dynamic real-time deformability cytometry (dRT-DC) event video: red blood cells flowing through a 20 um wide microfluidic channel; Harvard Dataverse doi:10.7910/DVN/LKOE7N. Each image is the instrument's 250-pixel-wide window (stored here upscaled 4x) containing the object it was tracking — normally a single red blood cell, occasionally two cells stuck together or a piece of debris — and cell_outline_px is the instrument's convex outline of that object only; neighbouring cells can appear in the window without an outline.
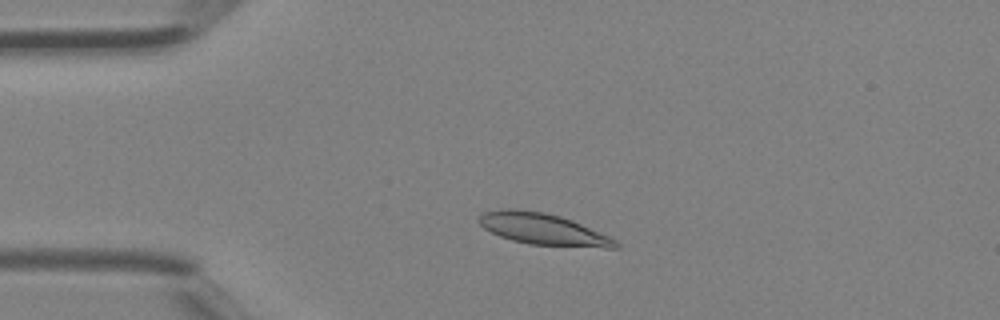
{"species": "Egyptian fruit bat (a non-hibernating species)", "species_latin": "Rousettus aegyptiacus", "temperature_condition": "room temperature", "stored_images_in_passage": 37, "camera_frame_rate_fps": 3000, "um_per_image_px": 0.085, "animal": {"sex": "female"}, "frame": {"image": 1, "passage_image": 5, "time_ms": 1.333, "image_size_px": [1000, 320], "cell_outline_px": [[620, 248], [604, 248], [528, 244], [512, 240], [500, 236], [484, 228], [476, 220], [484, 212], [500, 208], [516, 208], [544, 212], [560, 216], [572, 220], [608, 236], [616, 240], [620, 244]], "centroid_in_image_um": [46.14, 19.47], "position_along_channel_um": 38.9, "area_um2": 25.14}}
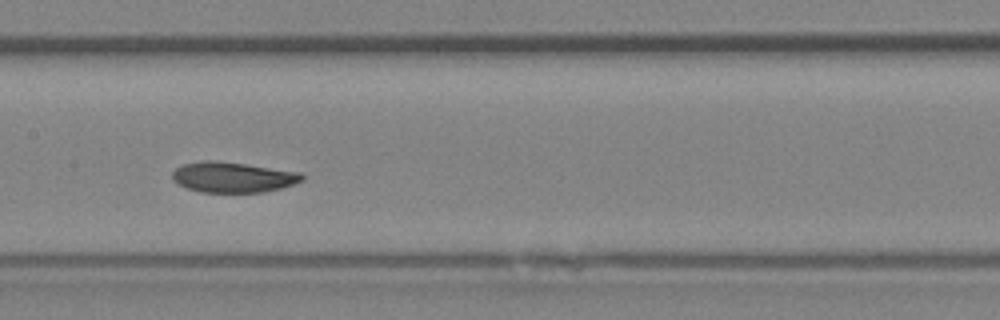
{"frame": {"image": 2, "passage_image": 16, "time_ms": 5.0, "image_size_px": [1000, 320], "cell_outline_px": [[304, 180], [280, 188], [264, 192], [200, 192], [188, 188], [172, 180], [172, 172], [176, 168], [184, 164], [204, 160], [216, 160], [300, 172], [304, 176]], "centroid_in_image_um": [19.78, 15.06], "position_along_channel_um": 187.6, "area_um2": 22.83}}
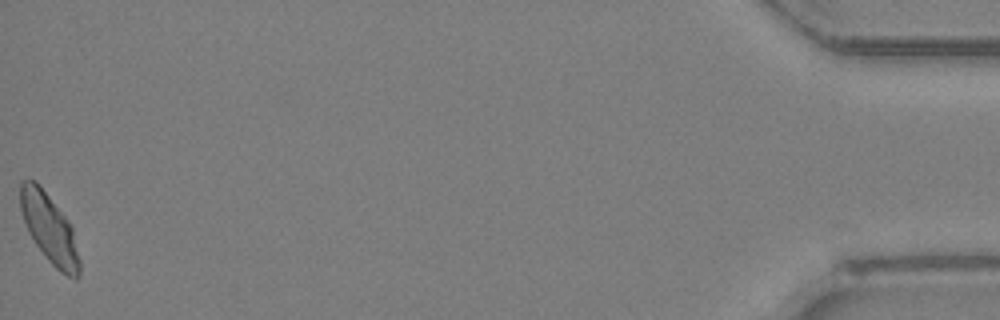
{"frame": {"image": 3, "passage_image": 37, "time_ms": 12.0, "image_size_px": [1000, 320], "cell_outline_px": [[80, 276], [76, 280], [60, 272], [48, 260], [36, 244], [28, 232], [20, 208], [20, 184], [24, 180], [36, 180], [64, 216], [72, 228], [80, 260]], "centroid_in_image_um": [4.2, 19.46], "position_along_channel_um": 431.0, "area_um2": 23.47}}